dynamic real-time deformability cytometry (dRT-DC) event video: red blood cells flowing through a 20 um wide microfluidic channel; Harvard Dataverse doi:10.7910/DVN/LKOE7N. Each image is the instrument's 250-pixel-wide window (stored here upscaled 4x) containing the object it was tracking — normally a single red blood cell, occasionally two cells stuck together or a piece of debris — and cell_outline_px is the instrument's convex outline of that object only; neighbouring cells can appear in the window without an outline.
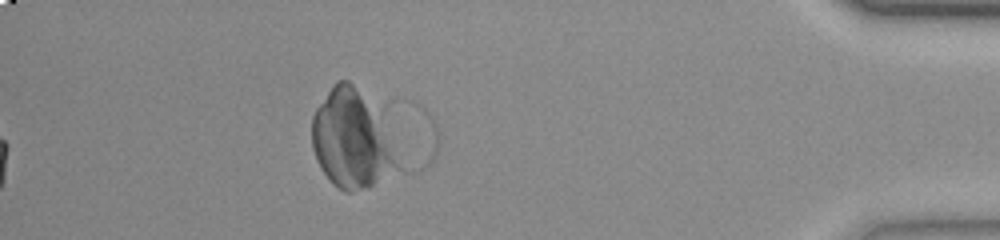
{"species": "common noctule bat (a hibernating species)", "species_latin": "Nyctalus noctula", "temperature_condition": "room temperature", "stored_images_in_passage": 46, "camera_frame_rate_fps": 3000, "um_per_image_px": 0.085, "animal": {"sex": "female", "body_mass_g": 23.0, "forearm_length_mm": 53.4}, "frame": {"image": 1, "passage_image": 46, "time_ms": 15.0, "image_size_px": [1000, 240], "cell_outline_px": [[436, 156], [424, 168], [416, 172], [412, 172], [404, 100], [408, 100], [420, 104], [428, 112], [436, 124]], "centroid_in_image_um": [35.72, 11.51], "position_along_channel_um": 399.5, "area_um2": 11.91}}